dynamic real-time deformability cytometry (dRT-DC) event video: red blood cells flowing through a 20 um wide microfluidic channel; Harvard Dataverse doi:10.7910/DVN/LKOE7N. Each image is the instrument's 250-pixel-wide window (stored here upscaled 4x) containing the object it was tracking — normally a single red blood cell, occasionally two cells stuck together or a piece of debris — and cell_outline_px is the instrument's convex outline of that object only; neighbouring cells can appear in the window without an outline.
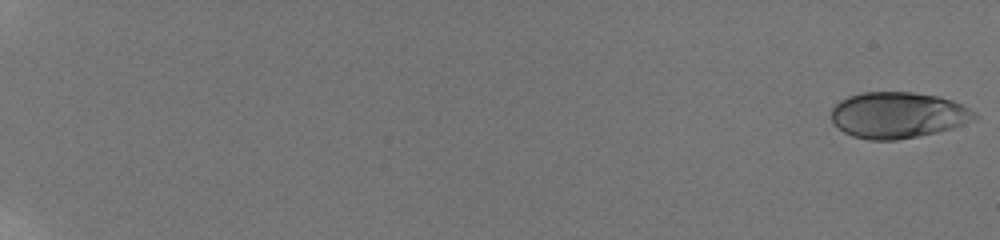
{"species": "human", "species_latin": "Homo sapiens", "temperature_condition": "room temperature", "stored_images_in_passage": 57, "camera_frame_rate_fps": 3000, "um_per_image_px": 0.085, "donor": {"sex": "male"}, "frame": {"image": 1, "passage_image": 1, "time_ms": 0.0, "image_size_px": [1000, 240], "cell_outline_px": [[980, 116], [972, 120], [952, 128], [936, 132], [896, 140], [868, 140], [852, 136], [844, 132], [832, 120], [832, 108], [840, 100], [848, 96], [860, 92], [912, 92], [936, 96], [952, 100], [964, 104], [976, 112]], "centroid_in_image_um": [76.34, 9.77], "position_along_channel_um": 8.7, "area_um2": 38.49}}
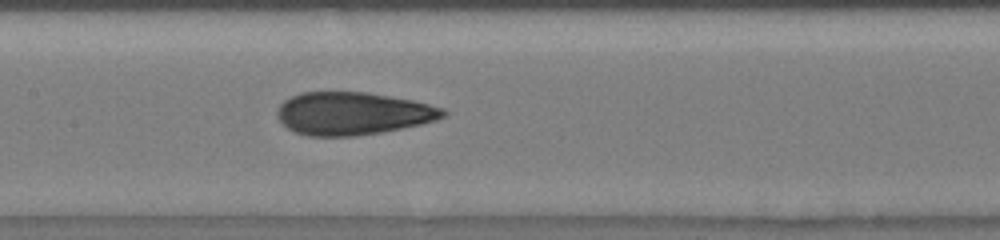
{"frame": {"image": 2, "passage_image": 32, "time_ms": 10.333, "image_size_px": [1000, 240], "cell_outline_px": [[448, 112], [444, 116], [436, 120], [420, 124], [380, 132], [356, 136], [308, 136], [296, 132], [288, 128], [276, 116], [276, 112], [280, 104], [284, 100], [300, 92], [368, 92], [412, 100], [444, 108]], "centroid_in_image_um": [29.97, 9.64], "position_along_channel_um": 177.4, "area_um2": 41.21}}
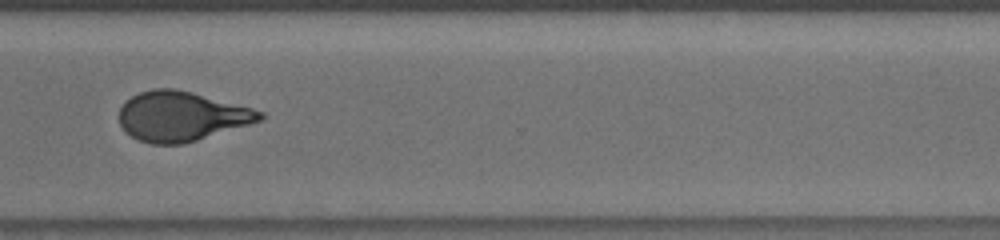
{"frame": {"image": 3, "passage_image": 46, "time_ms": 15.0, "image_size_px": [1000, 240], "cell_outline_px": [[264, 116], [260, 120], [248, 124], [196, 140], [180, 144], [152, 144], [140, 140], [132, 136], [120, 124], [120, 108], [124, 100], [140, 92], [152, 88], [176, 88], [192, 92], [252, 108], [264, 112]], "centroid_in_image_um": [15.39, 9.86], "position_along_channel_um": 355.2, "area_um2": 40.23}, "authors_computed_cell_mechanics": {"area_um2": 40.2288, "velocity_mm_per_s": 3.8179, "shape_relaxation_time_tau1_ms": null, "shape_relaxation_time_tau2_ms": 1.035, "deformation_change_tau1": null, "deformation_change_tau2": 0.0624}}